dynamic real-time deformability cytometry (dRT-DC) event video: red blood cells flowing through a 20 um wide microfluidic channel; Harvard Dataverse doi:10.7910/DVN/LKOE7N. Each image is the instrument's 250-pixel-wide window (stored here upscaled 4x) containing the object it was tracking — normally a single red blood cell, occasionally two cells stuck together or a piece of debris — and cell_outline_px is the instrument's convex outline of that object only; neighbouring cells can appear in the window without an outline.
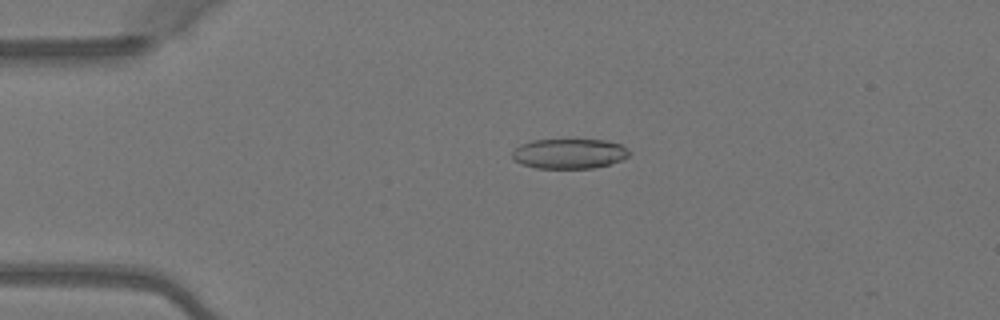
{"species": "Egyptian fruit bat (a non-hibernating species)", "species_latin": "Rousettus aegyptiacus", "temperature_condition": "warm", "stored_images_in_passage": 2, "camera_frame_rate_fps": 3000, "um_per_image_px": 0.085, "animal": {"sex": "female"}, "frame": {"image": 1, "passage_image": 1, "time_ms": 0.0, "image_size_px": [1000, 320], "cell_outline_px": [[628, 156], [620, 160], [596, 168], [536, 168], [520, 164], [512, 156], [512, 152], [520, 144], [532, 140], [604, 140], [620, 144], [628, 148]], "centroid_in_image_um": [48.36, 13.06], "position_along_channel_um": 36.6, "area_um2": 20.29}}